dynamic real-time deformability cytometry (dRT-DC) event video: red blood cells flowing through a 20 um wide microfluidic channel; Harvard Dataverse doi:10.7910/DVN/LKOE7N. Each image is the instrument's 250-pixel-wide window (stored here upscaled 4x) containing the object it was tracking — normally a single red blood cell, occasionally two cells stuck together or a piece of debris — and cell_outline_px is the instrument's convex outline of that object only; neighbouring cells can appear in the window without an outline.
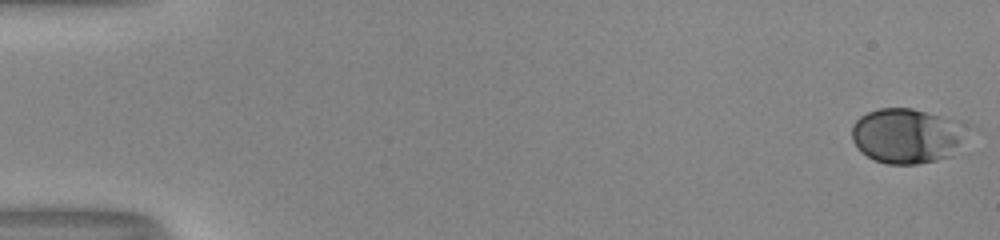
{"species": "human", "species_latin": "Homo sapiens", "temperature_condition": "room temperature", "stored_images_in_passage": 53, "camera_frame_rate_fps": 3000, "um_per_image_px": 0.085, "donor": {"sex": "male"}, "frame": {"image": 1, "passage_image": 1, "time_ms": 0.0, "image_size_px": [1000, 240], "cell_outline_px": [[972, 124], [952, 156], [936, 160], [916, 164], [888, 164], [876, 160], [868, 156], [852, 140], [852, 124], [860, 116], [868, 112], [880, 108], [912, 108], [964, 120]], "centroid_in_image_um": [77.18, 11.51], "position_along_channel_um": 7.8, "area_um2": 37.45}}
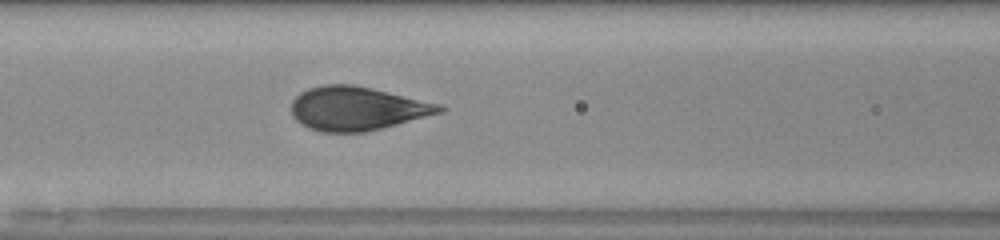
{"frame": {"image": 2, "passage_image": 24, "time_ms": 7.667, "image_size_px": [1000, 240], "cell_outline_px": [[448, 108], [444, 112], [364, 132], [320, 132], [308, 128], [296, 120], [292, 116], [292, 100], [300, 92], [308, 88], [324, 84], [352, 84], [388, 92], [440, 104]], "centroid_in_image_um": [30.33, 9.22], "position_along_channel_um": 136.3, "area_um2": 37.57}}
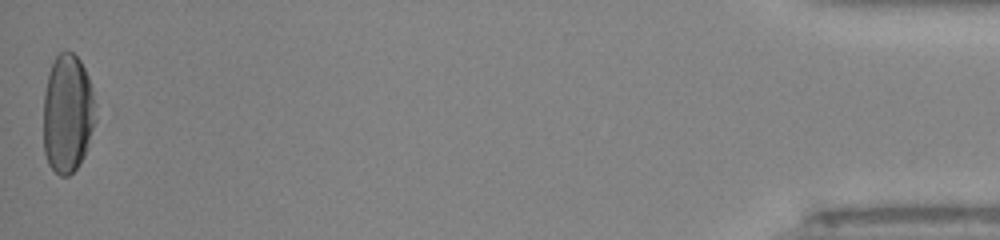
{"frame": {"image": 3, "passage_image": 53, "time_ms": 17.333, "image_size_px": [1000, 240], "cell_outline_px": [[96, 120], [88, 148], [80, 164], [68, 176], [60, 176], [48, 164], [44, 152], [44, 92], [48, 76], [52, 64], [56, 56], [60, 52], [72, 52], [80, 60], [88, 76], [92, 88], [96, 104]], "centroid_in_image_um": [5.77, 9.68], "position_along_channel_um": 429.4, "area_um2": 36.41}, "authors_computed_cell_mechanics": {"area_um2": 37.4544, "velocity_mm_per_s": 4.0113, "shape_relaxation_time_tau1_ms": 4.5715, "shape_relaxation_time_tau2_ms": null, "deformation_change_tau1": 0.2012, "deformation_change_tau2": null}}